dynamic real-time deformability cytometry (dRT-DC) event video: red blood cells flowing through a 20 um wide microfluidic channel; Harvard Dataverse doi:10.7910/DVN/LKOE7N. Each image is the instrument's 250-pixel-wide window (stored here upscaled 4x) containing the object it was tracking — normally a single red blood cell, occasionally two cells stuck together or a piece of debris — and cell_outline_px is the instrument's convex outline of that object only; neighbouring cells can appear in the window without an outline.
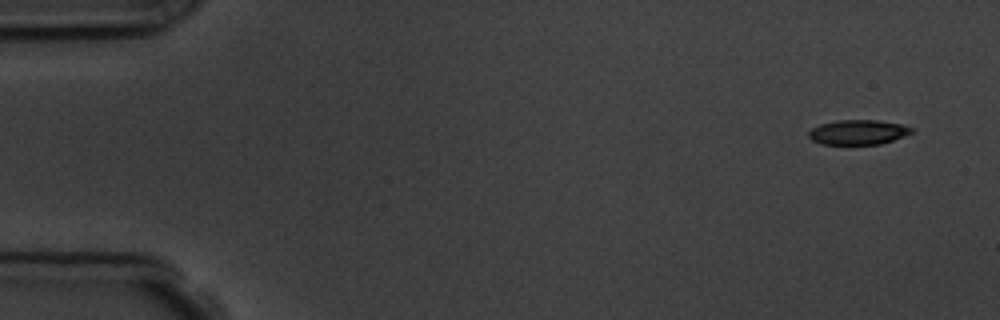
{"species": "common noctule bat (a hibernating species)", "species_latin": "Nyctalus noctula", "temperature_condition": "room temperature", "stored_images_in_passage": 10, "camera_frame_rate_fps": 3000, "um_per_image_px": 0.085, "animal": {"sex": "male", "body_mass_g": 19.5, "forearm_length_mm": 54.6}, "frame": {"image": 1, "passage_image": 1, "time_ms": 0.0, "image_size_px": [1000, 320], "cell_outline_px": [[916, 128], [912, 132], [892, 140], [880, 144], [820, 144], [812, 140], [808, 136], [808, 132], [812, 128], [820, 124], [836, 120], [876, 120], [900, 124]], "centroid_in_image_um": [72.91, 11.23], "position_along_channel_um": 12.1, "area_um2": 14.8}}
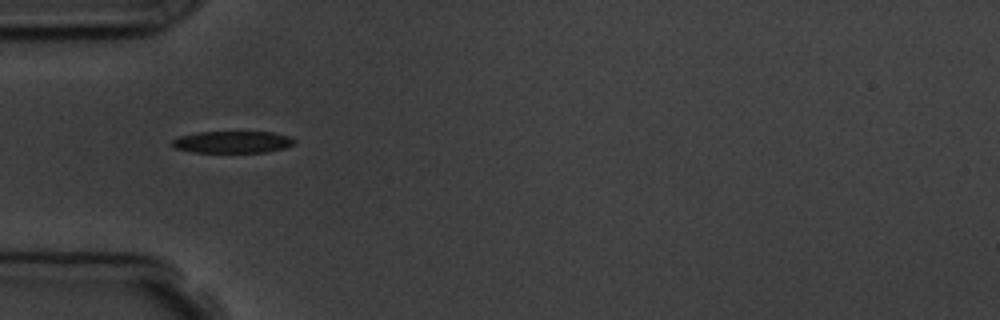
{"frame": {"image": 2, "passage_image": 5, "time_ms": 4.667, "image_size_px": [1000, 320], "cell_outline_px": [[296, 140], [292, 144], [284, 148], [264, 152], [192, 152], [176, 148], [172, 144], [172, 140], [180, 136], [200, 132], [272, 132], [288, 136]], "centroid_in_image_um": [19.76, 12.07], "position_along_channel_um": 65.2, "area_um2": 15.37}}